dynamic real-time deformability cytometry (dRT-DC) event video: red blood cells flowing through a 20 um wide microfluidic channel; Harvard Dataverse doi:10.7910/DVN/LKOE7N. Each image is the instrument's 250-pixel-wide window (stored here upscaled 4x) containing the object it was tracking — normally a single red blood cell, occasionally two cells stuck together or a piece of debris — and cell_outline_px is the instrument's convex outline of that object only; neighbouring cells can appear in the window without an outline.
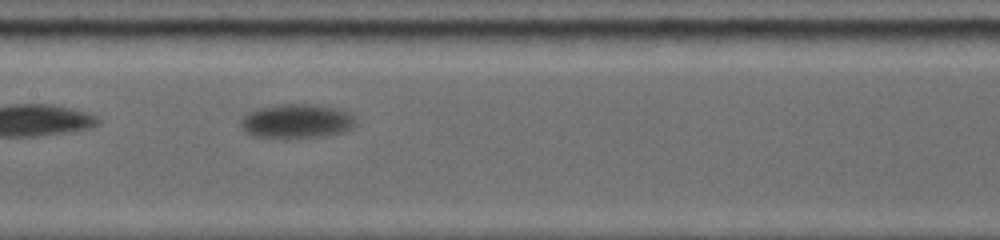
{"species": "common noctule bat (a hibernating species)", "species_latin": "Nyctalus noctula", "temperature_condition": "warm", "stored_images_in_passage": 41, "camera_frame_rate_fps": 5000, "um_per_image_px": 0.085, "animal": {"sex": "female", "body_mass_g": 19.0, "forearm_length_mm": 53.3}, "frame": {"image": 1, "passage_image": 7, "time_ms": 3.6, "image_size_px": [1000, 240], "cell_outline_px": [[356, 124], [352, 128], [344, 132], [324, 136], [284, 140], [252, 136], [244, 132], [240, 124], [240, 120], [248, 112], [260, 108], [284, 104], [320, 104], [336, 108], [348, 112], [356, 120]], "centroid_in_image_um": [25.2, 10.33], "position_along_channel_um": 182.2, "area_um2": 23.58}}
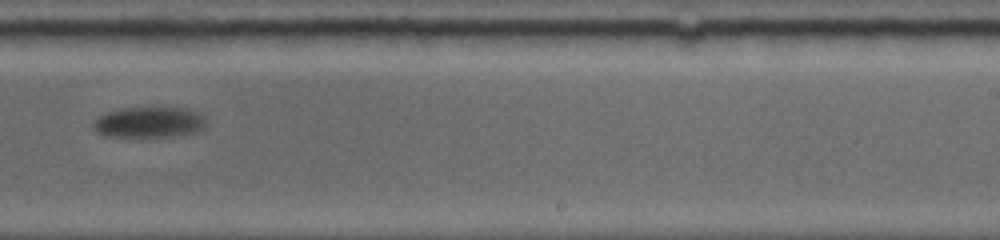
{"frame": {"image": 2, "passage_image": 15, "time_ms": 6.4, "image_size_px": [1000, 240], "cell_outline_px": [[208, 124], [200, 132], [172, 136], [104, 136], [96, 132], [92, 128], [92, 124], [100, 116], [108, 112], [124, 108], [184, 108], [196, 112], [204, 116]], "centroid_in_image_um": [12.72, 10.4], "position_along_channel_um": 276.3, "area_um2": 20.17}}
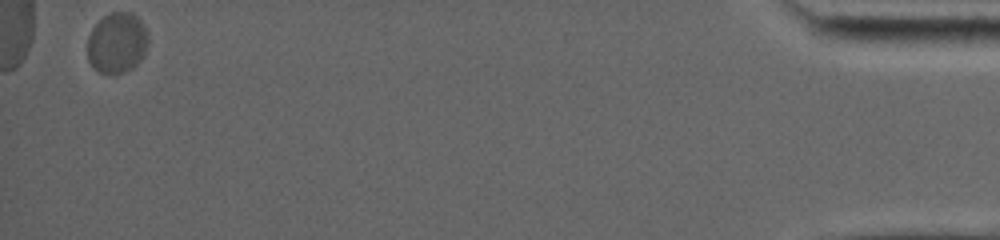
{"frame": {"image": 3, "passage_image": 41, "time_ms": 15.0, "image_size_px": [1000, 240], "cell_outline_px": [[148, 44], [144, 56], [132, 68], [124, 72], [100, 72], [88, 60], [88, 36], [92, 28], [104, 16], [112, 12], [132, 12], [144, 24], [148, 32]], "centroid_in_image_um": [9.98, 3.61], "position_along_channel_um": 425.2, "area_um2": 21.33}}